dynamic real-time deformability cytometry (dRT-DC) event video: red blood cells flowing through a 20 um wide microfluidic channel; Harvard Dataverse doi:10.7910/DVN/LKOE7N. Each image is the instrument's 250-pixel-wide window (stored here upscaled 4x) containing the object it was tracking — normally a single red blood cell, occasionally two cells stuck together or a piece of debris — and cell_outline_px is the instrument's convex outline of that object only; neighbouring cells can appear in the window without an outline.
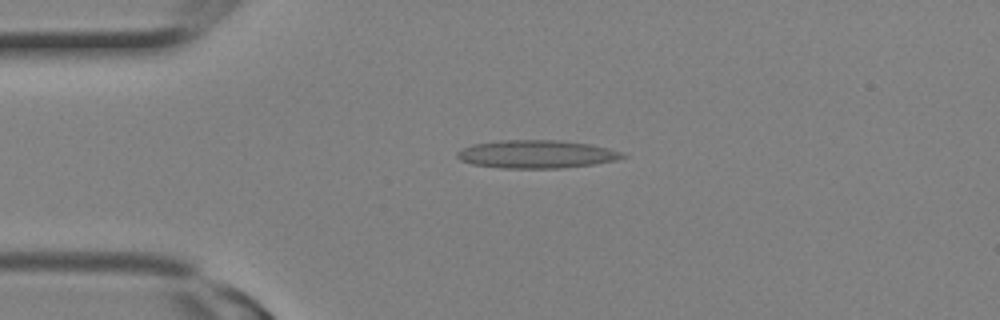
{"species": "Egyptian fruit bat (a non-hibernating species)", "species_latin": "Rousettus aegyptiacus", "temperature_condition": "room temperature", "stored_images_in_passage": 2, "camera_frame_rate_fps": 3000, "um_per_image_px": 0.085, "animal": {"sex": "female"}, "frame": {"image": 1, "passage_image": 2, "time_ms": 0.333, "image_size_px": [1000, 320], "cell_outline_px": [[628, 156], [612, 160], [592, 164], [560, 168], [500, 168], [472, 164], [460, 160], [456, 156], [456, 152], [472, 144], [500, 140], [560, 140], [588, 144], [608, 148], [624, 152]], "centroid_in_image_um": [45.57, 13.1], "position_along_channel_um": 39.4, "area_um2": 26.93}}